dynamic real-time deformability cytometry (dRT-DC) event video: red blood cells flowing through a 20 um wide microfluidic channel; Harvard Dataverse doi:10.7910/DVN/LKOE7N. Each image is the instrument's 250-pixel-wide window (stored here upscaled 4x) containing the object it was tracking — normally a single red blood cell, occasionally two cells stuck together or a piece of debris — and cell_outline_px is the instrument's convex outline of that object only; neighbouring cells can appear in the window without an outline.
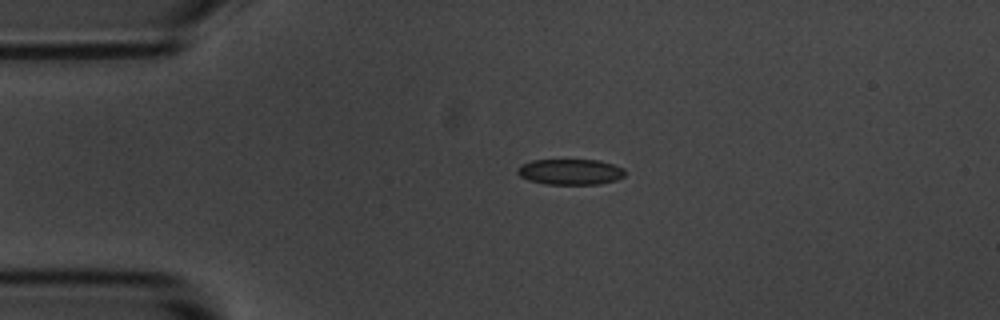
{"species": "common noctule bat (a hibernating species)", "species_latin": "Nyctalus noctula", "temperature_condition": "room temperature", "stored_images_in_passage": 44, "camera_frame_rate_fps": 3000, "um_per_image_px": 0.085, "animal": {"sex": "male", "body_mass_g": 20.1, "forearm_length_mm": 53.5}, "frame": {"image": 1, "passage_image": 1, "time_ms": 0.0, "image_size_px": [1000, 320], "cell_outline_px": [[624, 176], [616, 180], [600, 184], [544, 184], [528, 180], [520, 176], [516, 172], [516, 168], [520, 164], [532, 160], [600, 160], [624, 168]], "centroid_in_image_um": [48.44, 14.6], "position_along_channel_um": 36.6, "area_um2": 16.24}}
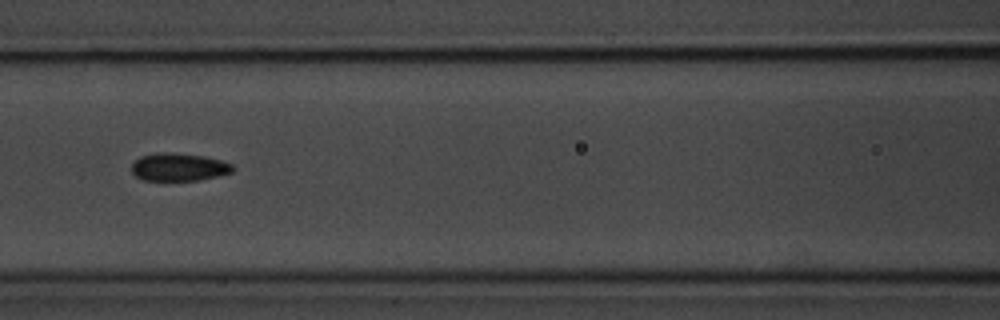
{"frame": {"image": 2, "passage_image": 13, "time_ms": 4.0, "image_size_px": [1000, 320], "cell_outline_px": [[236, 168], [232, 172], [216, 176], [196, 180], [144, 180], [136, 176], [132, 172], [132, 164], [140, 156], [156, 152], [172, 152], [204, 156], [220, 160], [232, 164]], "centroid_in_image_um": [15.19, 14.18], "position_along_channel_um": 151.4, "area_um2": 16.36}}
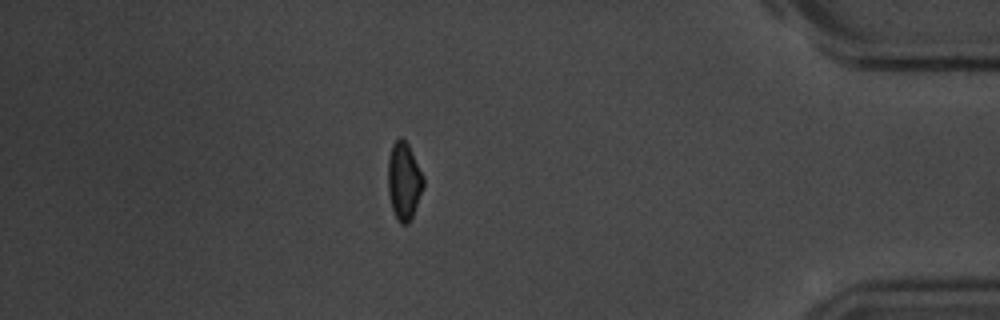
{"frame": {"image": 3, "passage_image": 37, "time_ms": 12.0, "image_size_px": [1000, 320], "cell_outline_px": [[424, 188], [412, 220], [408, 224], [400, 224], [392, 208], [388, 192], [388, 160], [392, 144], [400, 136], [408, 144], [424, 176]], "centroid_in_image_um": [34.35, 15.41], "position_along_channel_um": 400.8, "area_um2": 16.24}, "authors_computed_cell_mechanics": {"area_um2": 16.3574, "velocity_mm_per_s": 3.6267, "shape_relaxation_time_tau1_ms": 3.979, "shape_relaxation_time_tau2_ms": 7.3912, "deformation_change_tau1": 0.0776, "deformation_change_tau2": 0.1016}}